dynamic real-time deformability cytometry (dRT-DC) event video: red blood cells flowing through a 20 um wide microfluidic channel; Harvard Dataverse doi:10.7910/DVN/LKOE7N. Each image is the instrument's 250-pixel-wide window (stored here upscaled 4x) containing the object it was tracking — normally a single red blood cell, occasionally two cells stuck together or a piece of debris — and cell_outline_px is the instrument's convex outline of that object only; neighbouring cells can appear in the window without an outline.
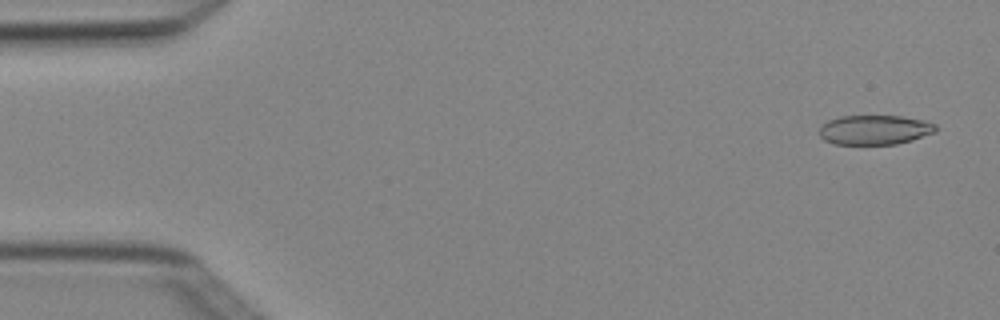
{"species": "Egyptian fruit bat (a non-hibernating species)", "species_latin": "Rousettus aegyptiacus", "temperature_condition": "cold", "stored_images_in_passage": 3, "camera_frame_rate_fps": 3000, "um_per_image_px": 0.085, "animal": {"sex": "female"}, "frame": {"image": 1, "passage_image": 1, "time_ms": 0.0, "image_size_px": [1000, 320], "cell_outline_px": [[936, 132], [912, 140], [896, 144], [836, 144], [824, 140], [820, 136], [820, 128], [828, 120], [840, 116], [900, 116], [924, 120], [936, 124]], "centroid_in_image_um": [74.37, 11.03], "position_along_channel_um": 10.6, "area_um2": 20.0}}
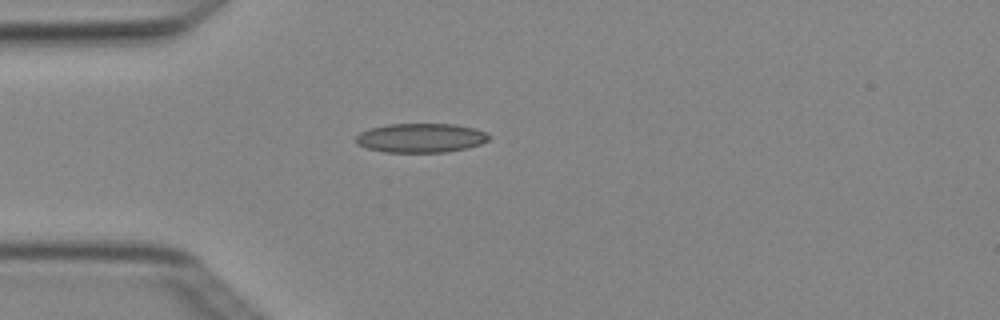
{"frame": {"image": 2, "passage_image": 3, "time_ms": 0.667, "image_size_px": [1000, 320], "cell_outline_px": [[488, 140], [480, 144], [468, 148], [444, 152], [384, 152], [368, 148], [356, 144], [356, 136], [360, 132], [372, 128], [388, 124], [452, 124], [476, 128], [488, 132]], "centroid_in_image_um": [35.78, 11.72], "position_along_channel_um": 49.2, "area_um2": 22.6}}